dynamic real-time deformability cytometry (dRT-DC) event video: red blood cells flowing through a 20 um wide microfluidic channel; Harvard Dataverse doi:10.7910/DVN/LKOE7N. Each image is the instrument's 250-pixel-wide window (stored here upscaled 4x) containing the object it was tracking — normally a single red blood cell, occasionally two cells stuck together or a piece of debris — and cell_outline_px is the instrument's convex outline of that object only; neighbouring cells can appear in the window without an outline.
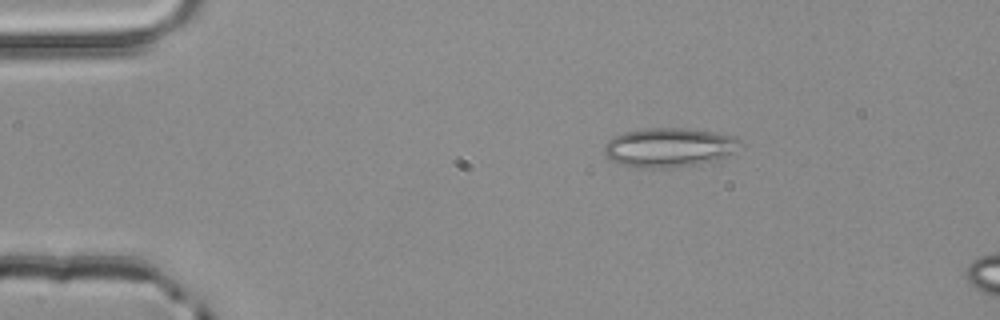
{"species": "common noctule bat (a hibernating species)", "species_latin": "Nyctalus noctula", "temperature_condition": "room temperature", "stored_images_in_passage": 3, "camera_frame_rate_fps": 3000, "um_per_image_px": 0.085, "animal": {"sex": "male", "body_mass_g": 20.4}, "frame": {"image": 1, "passage_image": 3, "time_ms": 0.667, "image_size_px": [1000, 320], "cell_outline_px": [[740, 140], [732, 152], [724, 160], [700, 164], [672, 168], [640, 168], [620, 164], [608, 160], [604, 156], [604, 148], [608, 140], [624, 132], [644, 128], [684, 128], [712, 132], [736, 136]], "centroid_in_image_um": [56.85, 12.55], "position_along_channel_um": 28.2, "area_um2": 31.39}}